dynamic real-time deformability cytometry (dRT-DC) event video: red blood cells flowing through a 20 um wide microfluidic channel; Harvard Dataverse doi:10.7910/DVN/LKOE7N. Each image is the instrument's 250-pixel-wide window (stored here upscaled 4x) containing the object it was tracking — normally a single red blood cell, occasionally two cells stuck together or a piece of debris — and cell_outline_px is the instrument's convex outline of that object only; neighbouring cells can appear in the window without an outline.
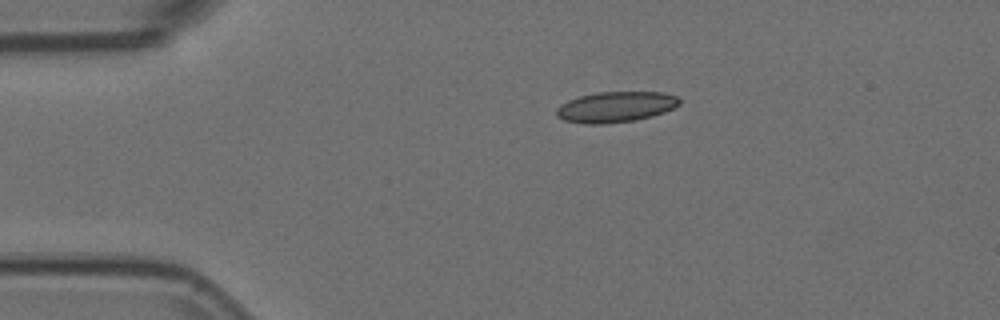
{"species": "Egyptian fruit bat (a non-hibernating species)", "species_latin": "Rousettus aegyptiacus", "temperature_condition": "room temperature", "stored_images_in_passage": 32, "camera_frame_rate_fps": 3000, "um_per_image_px": 0.085, "animal": {"sex": "female"}, "frame": {"image": 1, "passage_image": 1, "time_ms": 0.0, "image_size_px": [1000, 320], "cell_outline_px": [[680, 104], [664, 112], [652, 116], [636, 120], [604, 124], [584, 124], [564, 120], [556, 116], [556, 108], [560, 104], [568, 100], [580, 96], [600, 92], [664, 92], [676, 96], [680, 100]], "centroid_in_image_um": [52.31, 9.09], "position_along_channel_um": 32.7, "area_um2": 22.02}}
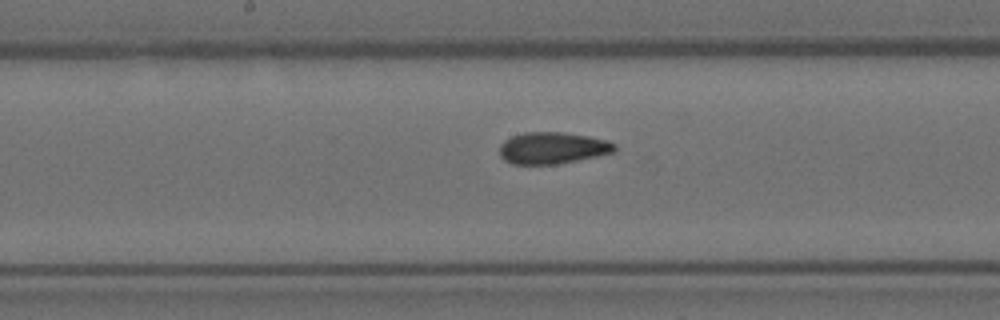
{"frame": {"image": 2, "passage_image": 18, "time_ms": 5.667, "image_size_px": [1000, 320], "cell_outline_px": [[616, 152], [556, 164], [512, 164], [504, 160], [500, 156], [500, 144], [504, 140], [512, 136], [524, 132], [564, 132], [588, 136], [608, 140], [616, 144]], "centroid_in_image_um": [46.96, 12.57], "position_along_channel_um": 201.2, "area_um2": 21.33}}
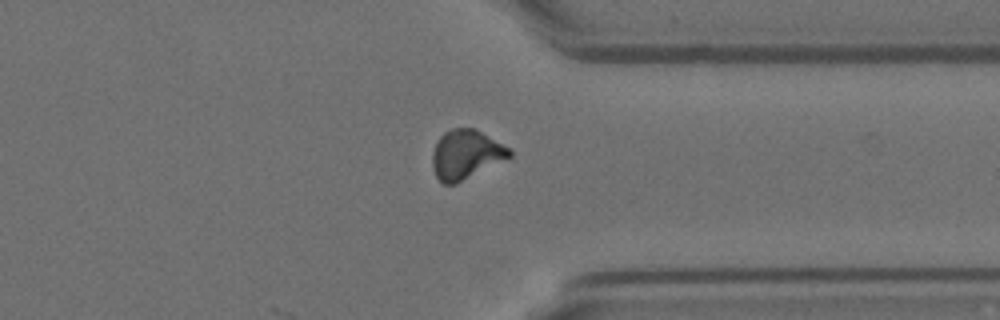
{"frame": {"image": 3, "passage_image": 32, "time_ms": 10.333, "image_size_px": [1000, 320], "cell_outline_px": [[512, 156], [456, 184], [444, 184], [436, 176], [432, 168], [432, 152], [440, 136], [444, 132], [452, 128], [476, 128], [508, 148], [512, 152]], "centroid_in_image_um": [39.58, 13.13], "position_along_channel_um": 371.8, "area_um2": 21.96}, "authors_computed_cell_mechanics": {"area_um2": 21.5016, "velocity_mm_per_s": 3.7262, "shape_relaxation_time_tau1_ms": null, "shape_relaxation_time_tau2_ms": 2.2339, "deformation_change_tau1": null, "deformation_change_tau2": 0.0809}}